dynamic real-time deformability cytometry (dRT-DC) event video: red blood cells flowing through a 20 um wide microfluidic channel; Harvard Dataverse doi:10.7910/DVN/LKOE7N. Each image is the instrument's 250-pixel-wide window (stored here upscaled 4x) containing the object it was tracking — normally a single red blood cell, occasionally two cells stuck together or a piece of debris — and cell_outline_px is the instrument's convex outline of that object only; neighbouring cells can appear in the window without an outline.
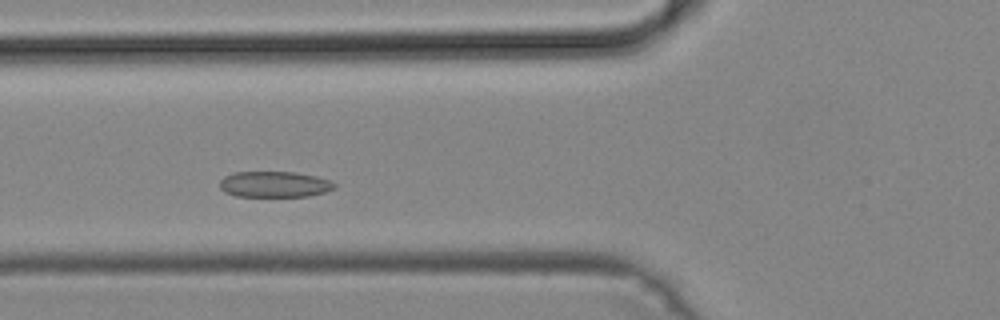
{"species": "common noctule bat (a hibernating species)", "species_latin": "Nyctalus noctula", "temperature_condition": "cold", "stored_images_in_passage": 40, "camera_frame_rate_fps": 3000, "um_per_image_px": 0.085, "animal": {"sex": "male", "body_mass_g": 19.2, "forearm_length_mm": 51.8}, "frame": {"image": 1, "passage_image": 8, "time_ms": 2.333, "image_size_px": [1000, 320], "cell_outline_px": [[336, 188], [328, 192], [308, 196], [236, 196], [224, 192], [220, 188], [220, 180], [224, 176], [236, 172], [296, 172], [316, 176], [328, 180], [336, 184]], "centroid_in_image_um": [23.35, 15.67], "position_along_channel_um": 102.5, "area_um2": 17.4}}
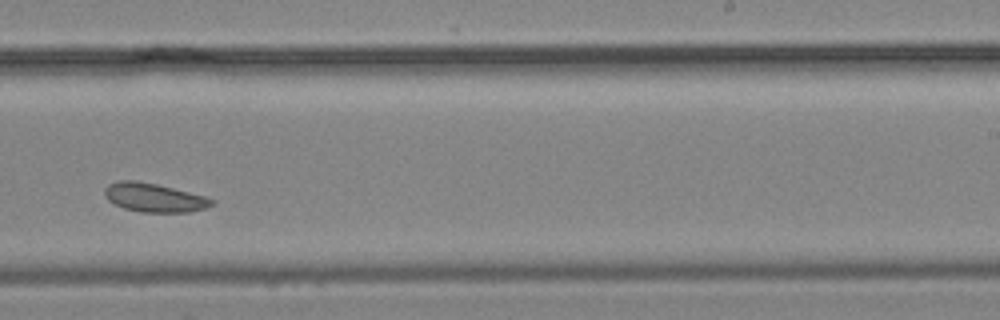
{"frame": {"image": 2, "passage_image": 21, "time_ms": 6.667, "image_size_px": [1000, 320], "cell_outline_px": [[212, 204], [208, 208], [188, 212], [140, 212], [124, 208], [108, 200], [104, 196], [104, 188], [108, 184], [120, 180], [132, 180], [156, 184], [204, 196], [212, 200]], "centroid_in_image_um": [13.05, 16.8], "position_along_channel_um": 275.9, "area_um2": 17.74}}
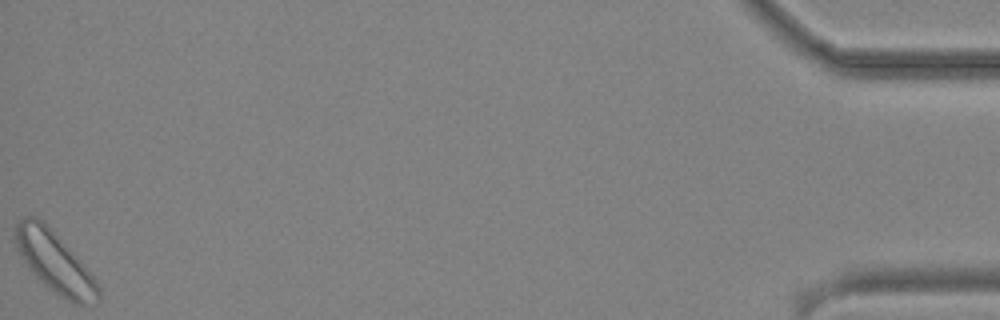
{"frame": {"image": 3, "passage_image": 40, "time_ms": 13.0, "image_size_px": [1000, 320], "cell_outline_px": [[100, 300], [96, 304], [76, 304], [60, 296], [44, 284], [28, 268], [16, 248], [16, 224], [24, 216], [36, 216], [44, 220], [96, 280], [100, 288]], "centroid_in_image_um": [4.65, 22.29], "position_along_channel_um": 430.5, "area_um2": 28.96}}